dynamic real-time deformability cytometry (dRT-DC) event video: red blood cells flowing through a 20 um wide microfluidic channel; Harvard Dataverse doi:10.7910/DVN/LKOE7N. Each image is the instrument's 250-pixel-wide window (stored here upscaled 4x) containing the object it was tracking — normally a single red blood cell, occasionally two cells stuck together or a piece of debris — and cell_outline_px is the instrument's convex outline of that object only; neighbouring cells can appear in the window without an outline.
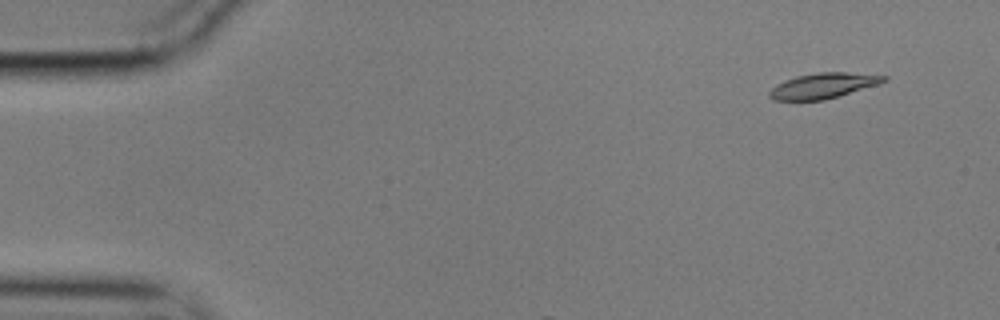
{"species": "common noctule bat (a hibernating species)", "species_latin": "Nyctalus noctula", "temperature_condition": "cold", "stored_images_in_passage": 11, "camera_frame_rate_fps": 3000, "um_per_image_px": 0.085, "animal": {"sex": "male", "body_mass_g": 17.9}, "frame": {"image": 1, "passage_image": 5, "time_ms": 1.333, "image_size_px": [1000, 320], "cell_outline_px": [[888, 80], [880, 84], [824, 100], [772, 100], [768, 96], [768, 92], [776, 84], [796, 76], [820, 72], [844, 72], [888, 76]], "centroid_in_image_um": [69.97, 7.29], "position_along_channel_um": 15.0, "area_um2": 16.88}}